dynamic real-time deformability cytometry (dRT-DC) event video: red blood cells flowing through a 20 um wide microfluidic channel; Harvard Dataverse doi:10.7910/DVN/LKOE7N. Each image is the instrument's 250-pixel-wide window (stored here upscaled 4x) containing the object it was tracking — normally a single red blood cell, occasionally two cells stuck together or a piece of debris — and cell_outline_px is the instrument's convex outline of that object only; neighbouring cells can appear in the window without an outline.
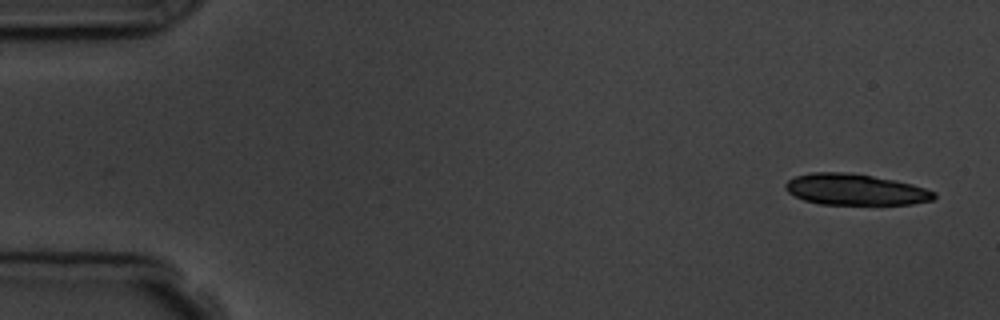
{"species": "common noctule bat (a hibernating species)", "species_latin": "Nyctalus noctula", "temperature_condition": "room temperature", "stored_images_in_passage": 5, "segment_of_instrument_passage": [1, 2], "camera_frame_rate_fps": 3000, "um_per_image_px": 0.085, "animal": {"sex": "male", "body_mass_g": 19.5, "forearm_length_mm": 54.6}, "frame": {"image": 1, "passage_image": 1, "time_ms": 0.0, "image_size_px": [1000, 320], "cell_outline_px": [[936, 196], [932, 200], [912, 204], [820, 204], [804, 200], [788, 192], [784, 188], [784, 184], [788, 180], [796, 176], [812, 172], [844, 172], [872, 176], [896, 180], [912, 184], [936, 192]], "centroid_in_image_um": [72.69, 16.11], "position_along_channel_um": 12.3, "area_um2": 26.88}}